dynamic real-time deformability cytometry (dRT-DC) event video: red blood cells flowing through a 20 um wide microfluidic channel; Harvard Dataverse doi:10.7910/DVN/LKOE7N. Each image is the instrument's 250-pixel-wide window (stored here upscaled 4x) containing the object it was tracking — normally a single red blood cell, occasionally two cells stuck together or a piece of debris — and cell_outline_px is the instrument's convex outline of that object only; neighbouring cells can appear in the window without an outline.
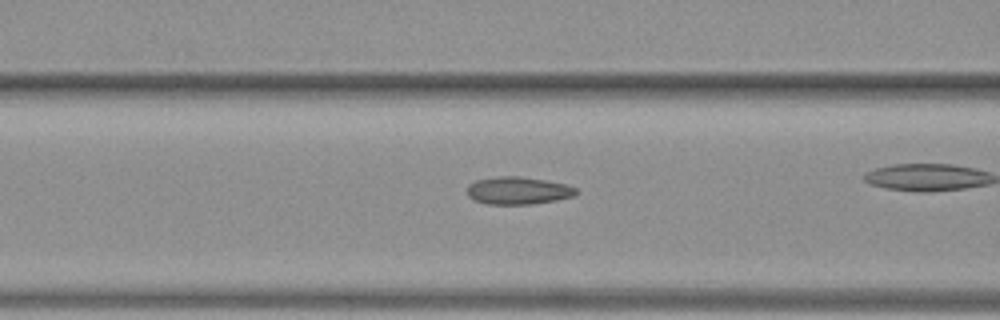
{"species": "common noctule bat (a hibernating species)", "species_latin": "Nyctalus noctula", "temperature_condition": "warm", "stored_images_in_passage": 28, "camera_frame_rate_fps": 3000, "um_per_image_px": 0.085, "animal": {"sex": "female", "body_mass_g": 19.3, "forearm_length_mm": 54.1}, "frame": {"image": 1, "passage_image": 8, "time_ms": 2.333, "image_size_px": [1000, 320], "cell_outline_px": [[576, 196], [556, 200], [532, 204], [488, 204], [476, 200], [468, 196], [468, 184], [476, 180], [500, 176], [520, 176], [568, 184], [576, 188]], "centroid_in_image_um": [44.06, 16.2], "position_along_channel_um": 122.5, "area_um2": 17.46}, "authors_computed_cell_mechanics": {"area_um2": 16.6753, "velocity_mm_per_s": 3.7938, "shape_relaxation_time_tau1_ms": null, "shape_relaxation_time_tau2_ms": 1.529, "deformation_change_tau1": null, "deformation_change_tau2": 0.0906}}